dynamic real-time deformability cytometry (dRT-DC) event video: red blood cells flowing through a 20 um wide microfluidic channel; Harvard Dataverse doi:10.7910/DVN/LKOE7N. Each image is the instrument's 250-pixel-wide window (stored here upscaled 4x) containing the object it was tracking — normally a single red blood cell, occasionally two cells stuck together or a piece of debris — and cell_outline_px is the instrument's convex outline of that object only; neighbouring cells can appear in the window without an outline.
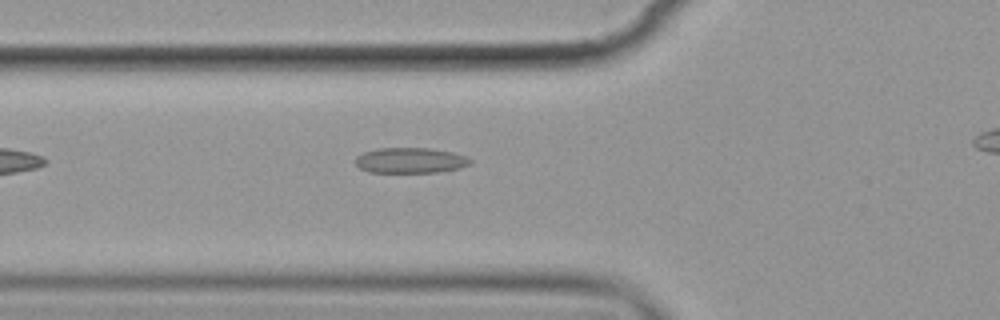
{"species": "common noctule bat (a hibernating species)", "species_latin": "Nyctalus noctula", "temperature_condition": "cold", "stored_images_in_passage": 7, "segment_of_instrument_passage": [1, 2], "camera_frame_rate_fps": 3000, "um_per_image_px": 0.085, "animal": {"sex": "female", "body_mass_g": 19.9}, "frame": {"image": 1, "passage_image": 6, "time_ms": 5.667, "image_size_px": [1000, 320], "cell_outline_px": [[472, 164], [460, 168], [436, 172], [368, 172], [360, 168], [356, 164], [356, 156], [364, 152], [376, 148], [428, 148], [452, 152], [464, 156], [472, 160]], "centroid_in_image_um": [34.87, 13.63], "position_along_channel_um": 90.9, "area_um2": 16.99}}